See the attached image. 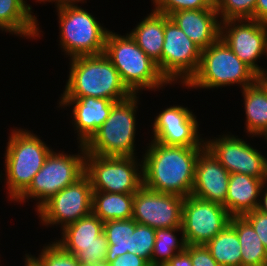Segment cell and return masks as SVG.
<instances>
[{"label":"cell","mask_w":267,"mask_h":266,"mask_svg":"<svg viewBox=\"0 0 267 266\" xmlns=\"http://www.w3.org/2000/svg\"><path fill=\"white\" fill-rule=\"evenodd\" d=\"M142 163L143 186L182 197L191 195L195 166L204 147L165 145L154 140Z\"/></svg>","instance_id":"cell-1"},{"label":"cell","mask_w":267,"mask_h":266,"mask_svg":"<svg viewBox=\"0 0 267 266\" xmlns=\"http://www.w3.org/2000/svg\"><path fill=\"white\" fill-rule=\"evenodd\" d=\"M69 79L61 99L95 97L118 102L133 93L104 54L71 58Z\"/></svg>","instance_id":"cell-2"},{"label":"cell","mask_w":267,"mask_h":266,"mask_svg":"<svg viewBox=\"0 0 267 266\" xmlns=\"http://www.w3.org/2000/svg\"><path fill=\"white\" fill-rule=\"evenodd\" d=\"M104 54L133 94H137L140 89L155 90L169 83L159 71L157 63L147 56L128 33L119 36L109 31Z\"/></svg>","instance_id":"cell-3"},{"label":"cell","mask_w":267,"mask_h":266,"mask_svg":"<svg viewBox=\"0 0 267 266\" xmlns=\"http://www.w3.org/2000/svg\"><path fill=\"white\" fill-rule=\"evenodd\" d=\"M5 153L9 199L16 200L31 184L52 151L30 131L12 130Z\"/></svg>","instance_id":"cell-4"},{"label":"cell","mask_w":267,"mask_h":266,"mask_svg":"<svg viewBox=\"0 0 267 266\" xmlns=\"http://www.w3.org/2000/svg\"><path fill=\"white\" fill-rule=\"evenodd\" d=\"M137 94L114 104L106 121L84 144L86 153L98 156H134Z\"/></svg>","instance_id":"cell-5"},{"label":"cell","mask_w":267,"mask_h":266,"mask_svg":"<svg viewBox=\"0 0 267 266\" xmlns=\"http://www.w3.org/2000/svg\"><path fill=\"white\" fill-rule=\"evenodd\" d=\"M256 80L257 74L219 37L206 49L201 50L198 71L185 86L208 89L238 83L244 89Z\"/></svg>","instance_id":"cell-6"},{"label":"cell","mask_w":267,"mask_h":266,"mask_svg":"<svg viewBox=\"0 0 267 266\" xmlns=\"http://www.w3.org/2000/svg\"><path fill=\"white\" fill-rule=\"evenodd\" d=\"M79 147L83 156L56 153L52 150L29 187L15 201L25 202L26 198H36L39 200L36 206L38 210L59 191L80 179L85 174L86 149L84 144Z\"/></svg>","instance_id":"cell-7"},{"label":"cell","mask_w":267,"mask_h":266,"mask_svg":"<svg viewBox=\"0 0 267 266\" xmlns=\"http://www.w3.org/2000/svg\"><path fill=\"white\" fill-rule=\"evenodd\" d=\"M59 17L60 45L71 58L99 55L105 51L109 32L86 10L74 6L57 8Z\"/></svg>","instance_id":"cell-8"},{"label":"cell","mask_w":267,"mask_h":266,"mask_svg":"<svg viewBox=\"0 0 267 266\" xmlns=\"http://www.w3.org/2000/svg\"><path fill=\"white\" fill-rule=\"evenodd\" d=\"M135 159V156H98L86 153L85 174L90 179L92 190L134 194L143 186L142 164L137 165Z\"/></svg>","instance_id":"cell-9"},{"label":"cell","mask_w":267,"mask_h":266,"mask_svg":"<svg viewBox=\"0 0 267 266\" xmlns=\"http://www.w3.org/2000/svg\"><path fill=\"white\" fill-rule=\"evenodd\" d=\"M200 61L201 49L165 15L161 62L157 65L164 78L170 84L181 78L186 85L197 73Z\"/></svg>","instance_id":"cell-10"},{"label":"cell","mask_w":267,"mask_h":266,"mask_svg":"<svg viewBox=\"0 0 267 266\" xmlns=\"http://www.w3.org/2000/svg\"><path fill=\"white\" fill-rule=\"evenodd\" d=\"M227 209L219 203L188 195L183 201L182 229L187 245H206L230 221Z\"/></svg>","instance_id":"cell-11"},{"label":"cell","mask_w":267,"mask_h":266,"mask_svg":"<svg viewBox=\"0 0 267 266\" xmlns=\"http://www.w3.org/2000/svg\"><path fill=\"white\" fill-rule=\"evenodd\" d=\"M93 190L89 177L84 174L75 183L59 191L38 210L41 222L45 225H66L76 222L92 213Z\"/></svg>","instance_id":"cell-12"},{"label":"cell","mask_w":267,"mask_h":266,"mask_svg":"<svg viewBox=\"0 0 267 266\" xmlns=\"http://www.w3.org/2000/svg\"><path fill=\"white\" fill-rule=\"evenodd\" d=\"M220 25V37L235 55L256 74L265 71L258 67L256 60L265 53L267 55V23L254 19H228L220 21Z\"/></svg>","instance_id":"cell-13"},{"label":"cell","mask_w":267,"mask_h":266,"mask_svg":"<svg viewBox=\"0 0 267 266\" xmlns=\"http://www.w3.org/2000/svg\"><path fill=\"white\" fill-rule=\"evenodd\" d=\"M184 197L142 186L134 193L133 219L153 229L182 227Z\"/></svg>","instance_id":"cell-14"},{"label":"cell","mask_w":267,"mask_h":266,"mask_svg":"<svg viewBox=\"0 0 267 266\" xmlns=\"http://www.w3.org/2000/svg\"><path fill=\"white\" fill-rule=\"evenodd\" d=\"M205 146L230 174L240 173L267 181V158L237 136L209 139Z\"/></svg>","instance_id":"cell-15"},{"label":"cell","mask_w":267,"mask_h":266,"mask_svg":"<svg viewBox=\"0 0 267 266\" xmlns=\"http://www.w3.org/2000/svg\"><path fill=\"white\" fill-rule=\"evenodd\" d=\"M198 122L188 108L171 106L156 116L153 124L154 141L165 145L205 147L198 135Z\"/></svg>","instance_id":"cell-16"},{"label":"cell","mask_w":267,"mask_h":266,"mask_svg":"<svg viewBox=\"0 0 267 266\" xmlns=\"http://www.w3.org/2000/svg\"><path fill=\"white\" fill-rule=\"evenodd\" d=\"M230 173L205 146L199 153L195 166V179L192 188L194 197L216 202L225 207Z\"/></svg>","instance_id":"cell-17"},{"label":"cell","mask_w":267,"mask_h":266,"mask_svg":"<svg viewBox=\"0 0 267 266\" xmlns=\"http://www.w3.org/2000/svg\"><path fill=\"white\" fill-rule=\"evenodd\" d=\"M169 17L201 50L220 37L216 8L176 11Z\"/></svg>","instance_id":"cell-18"},{"label":"cell","mask_w":267,"mask_h":266,"mask_svg":"<svg viewBox=\"0 0 267 266\" xmlns=\"http://www.w3.org/2000/svg\"><path fill=\"white\" fill-rule=\"evenodd\" d=\"M61 103V104H60ZM116 102L95 97L61 99L59 106H73V121L80 144H85L108 118Z\"/></svg>","instance_id":"cell-19"},{"label":"cell","mask_w":267,"mask_h":266,"mask_svg":"<svg viewBox=\"0 0 267 266\" xmlns=\"http://www.w3.org/2000/svg\"><path fill=\"white\" fill-rule=\"evenodd\" d=\"M266 181L245 174L231 173L225 208L231 217L243 216L258 208L260 193Z\"/></svg>","instance_id":"cell-20"},{"label":"cell","mask_w":267,"mask_h":266,"mask_svg":"<svg viewBox=\"0 0 267 266\" xmlns=\"http://www.w3.org/2000/svg\"><path fill=\"white\" fill-rule=\"evenodd\" d=\"M24 0H0V29L27 38L39 35L37 19Z\"/></svg>","instance_id":"cell-21"},{"label":"cell","mask_w":267,"mask_h":266,"mask_svg":"<svg viewBox=\"0 0 267 266\" xmlns=\"http://www.w3.org/2000/svg\"><path fill=\"white\" fill-rule=\"evenodd\" d=\"M165 14L153 10L133 29L131 37L157 65L161 62L164 43Z\"/></svg>","instance_id":"cell-22"},{"label":"cell","mask_w":267,"mask_h":266,"mask_svg":"<svg viewBox=\"0 0 267 266\" xmlns=\"http://www.w3.org/2000/svg\"><path fill=\"white\" fill-rule=\"evenodd\" d=\"M104 222L95 214L82 217L76 222L66 225L61 240L55 241L60 246L108 245L104 234Z\"/></svg>","instance_id":"cell-23"},{"label":"cell","mask_w":267,"mask_h":266,"mask_svg":"<svg viewBox=\"0 0 267 266\" xmlns=\"http://www.w3.org/2000/svg\"><path fill=\"white\" fill-rule=\"evenodd\" d=\"M229 224L239 238L242 266H267V249L252 225L243 216L231 217Z\"/></svg>","instance_id":"cell-24"},{"label":"cell","mask_w":267,"mask_h":266,"mask_svg":"<svg viewBox=\"0 0 267 266\" xmlns=\"http://www.w3.org/2000/svg\"><path fill=\"white\" fill-rule=\"evenodd\" d=\"M134 194L93 191L92 213L102 222L133 217Z\"/></svg>","instance_id":"cell-25"},{"label":"cell","mask_w":267,"mask_h":266,"mask_svg":"<svg viewBox=\"0 0 267 266\" xmlns=\"http://www.w3.org/2000/svg\"><path fill=\"white\" fill-rule=\"evenodd\" d=\"M243 90L246 132L250 135L267 136V92L256 81Z\"/></svg>","instance_id":"cell-26"},{"label":"cell","mask_w":267,"mask_h":266,"mask_svg":"<svg viewBox=\"0 0 267 266\" xmlns=\"http://www.w3.org/2000/svg\"><path fill=\"white\" fill-rule=\"evenodd\" d=\"M205 246L220 266H242L239 238L230 224Z\"/></svg>","instance_id":"cell-27"},{"label":"cell","mask_w":267,"mask_h":266,"mask_svg":"<svg viewBox=\"0 0 267 266\" xmlns=\"http://www.w3.org/2000/svg\"><path fill=\"white\" fill-rule=\"evenodd\" d=\"M135 227L136 221L133 218L104 222L103 232L106 235L108 243L105 266H108L118 256L128 253L129 236L133 234Z\"/></svg>","instance_id":"cell-28"},{"label":"cell","mask_w":267,"mask_h":266,"mask_svg":"<svg viewBox=\"0 0 267 266\" xmlns=\"http://www.w3.org/2000/svg\"><path fill=\"white\" fill-rule=\"evenodd\" d=\"M175 231H182L180 243ZM182 227L155 229V244L152 252L151 266H164L172 257L186 249Z\"/></svg>","instance_id":"cell-29"},{"label":"cell","mask_w":267,"mask_h":266,"mask_svg":"<svg viewBox=\"0 0 267 266\" xmlns=\"http://www.w3.org/2000/svg\"><path fill=\"white\" fill-rule=\"evenodd\" d=\"M155 244V229L136 222L132 235L129 236L128 253H134L145 259L151 266L152 252Z\"/></svg>","instance_id":"cell-30"},{"label":"cell","mask_w":267,"mask_h":266,"mask_svg":"<svg viewBox=\"0 0 267 266\" xmlns=\"http://www.w3.org/2000/svg\"><path fill=\"white\" fill-rule=\"evenodd\" d=\"M257 0H215L221 21L228 19H253ZM221 13V14H220Z\"/></svg>","instance_id":"cell-31"},{"label":"cell","mask_w":267,"mask_h":266,"mask_svg":"<svg viewBox=\"0 0 267 266\" xmlns=\"http://www.w3.org/2000/svg\"><path fill=\"white\" fill-rule=\"evenodd\" d=\"M36 259L42 266H79L75 255L66 252L58 243L52 242L43 247L42 252Z\"/></svg>","instance_id":"cell-32"},{"label":"cell","mask_w":267,"mask_h":266,"mask_svg":"<svg viewBox=\"0 0 267 266\" xmlns=\"http://www.w3.org/2000/svg\"><path fill=\"white\" fill-rule=\"evenodd\" d=\"M155 11L170 16L176 11L216 8L215 0H152Z\"/></svg>","instance_id":"cell-33"},{"label":"cell","mask_w":267,"mask_h":266,"mask_svg":"<svg viewBox=\"0 0 267 266\" xmlns=\"http://www.w3.org/2000/svg\"><path fill=\"white\" fill-rule=\"evenodd\" d=\"M66 252L75 255L81 264L104 265L108 245L61 246Z\"/></svg>","instance_id":"cell-34"},{"label":"cell","mask_w":267,"mask_h":266,"mask_svg":"<svg viewBox=\"0 0 267 266\" xmlns=\"http://www.w3.org/2000/svg\"><path fill=\"white\" fill-rule=\"evenodd\" d=\"M185 251L190 255L192 266H220L205 245H187Z\"/></svg>","instance_id":"cell-35"},{"label":"cell","mask_w":267,"mask_h":266,"mask_svg":"<svg viewBox=\"0 0 267 266\" xmlns=\"http://www.w3.org/2000/svg\"><path fill=\"white\" fill-rule=\"evenodd\" d=\"M243 217L252 225L264 247L267 249V213L255 209L246 213Z\"/></svg>","instance_id":"cell-36"},{"label":"cell","mask_w":267,"mask_h":266,"mask_svg":"<svg viewBox=\"0 0 267 266\" xmlns=\"http://www.w3.org/2000/svg\"><path fill=\"white\" fill-rule=\"evenodd\" d=\"M108 266H150V264L137 254L126 253L118 256Z\"/></svg>","instance_id":"cell-37"},{"label":"cell","mask_w":267,"mask_h":266,"mask_svg":"<svg viewBox=\"0 0 267 266\" xmlns=\"http://www.w3.org/2000/svg\"><path fill=\"white\" fill-rule=\"evenodd\" d=\"M164 266H192L190 255L183 251L172 257Z\"/></svg>","instance_id":"cell-38"},{"label":"cell","mask_w":267,"mask_h":266,"mask_svg":"<svg viewBox=\"0 0 267 266\" xmlns=\"http://www.w3.org/2000/svg\"><path fill=\"white\" fill-rule=\"evenodd\" d=\"M253 19L267 23V0H257Z\"/></svg>","instance_id":"cell-39"},{"label":"cell","mask_w":267,"mask_h":266,"mask_svg":"<svg viewBox=\"0 0 267 266\" xmlns=\"http://www.w3.org/2000/svg\"><path fill=\"white\" fill-rule=\"evenodd\" d=\"M37 1H41V2H44L45 1H48V2H55L57 3L56 7L57 8H60V7H64V6H74V4L76 2H80V1H83V0H37Z\"/></svg>","instance_id":"cell-40"},{"label":"cell","mask_w":267,"mask_h":266,"mask_svg":"<svg viewBox=\"0 0 267 266\" xmlns=\"http://www.w3.org/2000/svg\"><path fill=\"white\" fill-rule=\"evenodd\" d=\"M263 89L267 92V71H263L262 73L257 74V80H256Z\"/></svg>","instance_id":"cell-41"},{"label":"cell","mask_w":267,"mask_h":266,"mask_svg":"<svg viewBox=\"0 0 267 266\" xmlns=\"http://www.w3.org/2000/svg\"><path fill=\"white\" fill-rule=\"evenodd\" d=\"M261 201H259L258 210L261 212L267 213V189L265 190L263 197H261ZM263 200V201H262Z\"/></svg>","instance_id":"cell-42"},{"label":"cell","mask_w":267,"mask_h":266,"mask_svg":"<svg viewBox=\"0 0 267 266\" xmlns=\"http://www.w3.org/2000/svg\"><path fill=\"white\" fill-rule=\"evenodd\" d=\"M26 256V266H42L41 264H40V262L36 259V257H34V256H31V255H27V254H25Z\"/></svg>","instance_id":"cell-43"},{"label":"cell","mask_w":267,"mask_h":266,"mask_svg":"<svg viewBox=\"0 0 267 266\" xmlns=\"http://www.w3.org/2000/svg\"><path fill=\"white\" fill-rule=\"evenodd\" d=\"M79 266H105V265H89V264H81Z\"/></svg>","instance_id":"cell-44"}]
</instances>
